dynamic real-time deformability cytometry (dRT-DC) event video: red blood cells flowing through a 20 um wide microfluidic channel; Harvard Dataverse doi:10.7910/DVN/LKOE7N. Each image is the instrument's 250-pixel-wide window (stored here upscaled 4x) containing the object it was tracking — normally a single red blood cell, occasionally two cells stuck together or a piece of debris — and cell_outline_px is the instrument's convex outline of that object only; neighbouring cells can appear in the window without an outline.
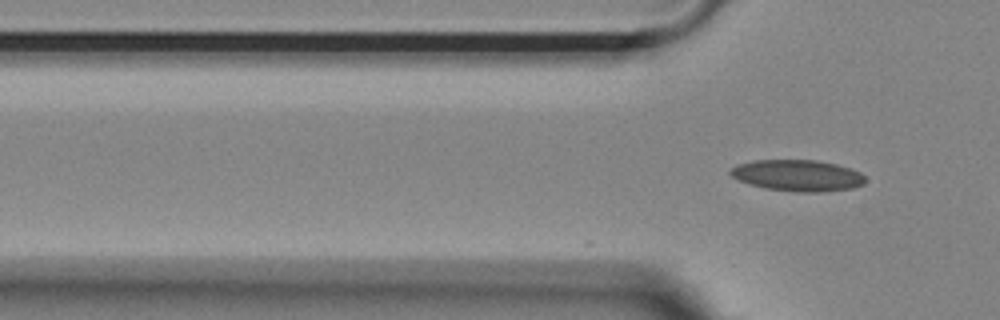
{"species": "Egyptian fruit bat (a non-hibernating species)", "species_latin": "Rousettus aegyptiacus", "temperature_condition": "room temperature", "stored_images_in_passage": 6, "camera_frame_rate_fps": 3000, "um_per_image_px": 0.085, "animal": {"sex": "female"}, "frame": {"image": 1, "passage_image": 6, "time_ms": 1.667, "image_size_px": [1000, 320], "cell_outline_px": [[864, 184], [852, 188], [816, 192], [796, 192], [764, 188], [748, 184], [732, 176], [728, 172], [732, 168], [740, 164], [756, 160], [816, 160], [836, 164], [852, 168], [860, 172], [864, 176]], "centroid_in_image_um": [67.81, 14.91], "position_along_channel_um": 58.0, "area_um2": 24.51}}